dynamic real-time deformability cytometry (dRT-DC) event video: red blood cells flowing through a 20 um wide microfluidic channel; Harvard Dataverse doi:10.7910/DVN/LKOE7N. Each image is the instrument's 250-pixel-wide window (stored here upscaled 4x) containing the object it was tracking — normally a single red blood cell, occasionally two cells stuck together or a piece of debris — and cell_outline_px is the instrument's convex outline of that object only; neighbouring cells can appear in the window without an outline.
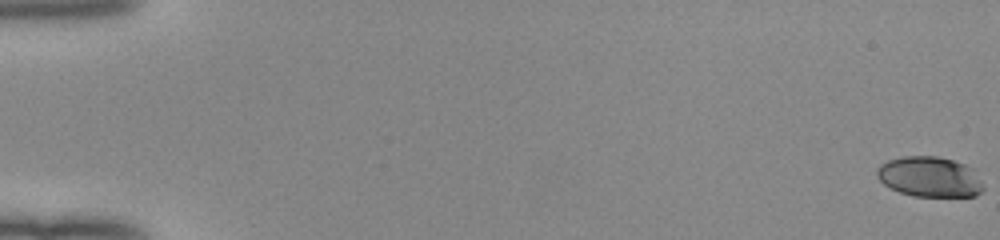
{"species": "human", "species_latin": "Homo sapiens", "temperature_condition": "room temperature", "stored_images_in_passage": 53, "camera_frame_rate_fps": 3000, "um_per_image_px": 0.085, "donor": {"sex": "female"}, "frame": {"image": 1, "passage_image": 1, "time_ms": 0.0, "image_size_px": [1000, 240], "cell_outline_px": [[984, 188], [976, 196], [912, 196], [900, 192], [884, 184], [876, 176], [876, 168], [880, 164], [888, 160], [904, 156], [936, 156], [952, 160], [976, 168]], "centroid_in_image_um": [79.04, 15.02], "position_along_channel_um": 6.0, "area_um2": 25.2}}
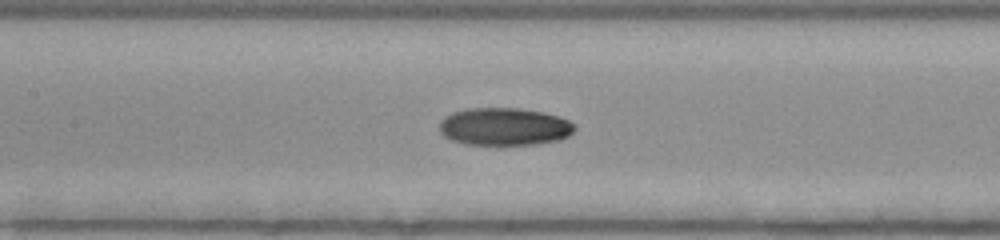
{"frame": {"image": 2, "passage_image": 27, "time_ms": 8.667, "image_size_px": [1000, 240], "cell_outline_px": [[576, 128], [568, 136], [560, 140], [536, 144], [464, 144], [452, 140], [444, 136], [440, 132], [440, 120], [444, 116], [452, 112], [468, 108], [520, 108], [544, 112], [560, 116], [576, 124]], "centroid_in_image_um": [42.88, 10.75], "position_along_channel_um": 164.5, "area_um2": 29.88}}
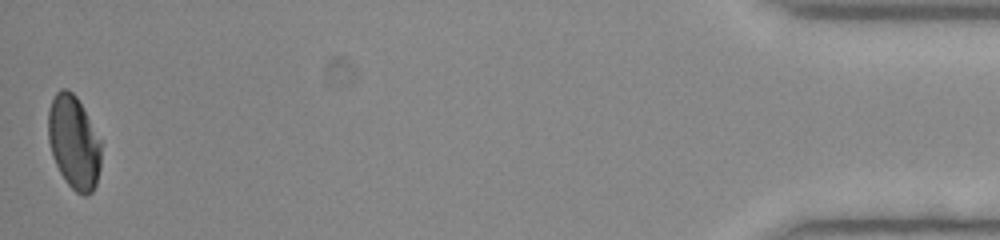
{"frame": {"image": 3, "passage_image": 53, "time_ms": 17.333, "image_size_px": [1000, 240], "cell_outline_px": [[100, 168], [96, 184], [92, 192], [88, 196], [84, 196], [76, 192], [64, 180], [52, 156], [48, 140], [48, 112], [52, 100], [56, 92], [60, 88], [68, 88], [76, 96], [100, 140]], "centroid_in_image_um": [6.26, 12.11], "position_along_channel_um": 428.9, "area_um2": 28.67}, "authors_computed_cell_mechanics": {"area_um2": 29.189, "velocity_mm_per_s": 4.0421, "shape_relaxation_time_tau1_ms": null, "shape_relaxation_time_tau2_ms": 1.9169, "deformation_change_tau1": null, "deformation_change_tau2": 0.0491}}